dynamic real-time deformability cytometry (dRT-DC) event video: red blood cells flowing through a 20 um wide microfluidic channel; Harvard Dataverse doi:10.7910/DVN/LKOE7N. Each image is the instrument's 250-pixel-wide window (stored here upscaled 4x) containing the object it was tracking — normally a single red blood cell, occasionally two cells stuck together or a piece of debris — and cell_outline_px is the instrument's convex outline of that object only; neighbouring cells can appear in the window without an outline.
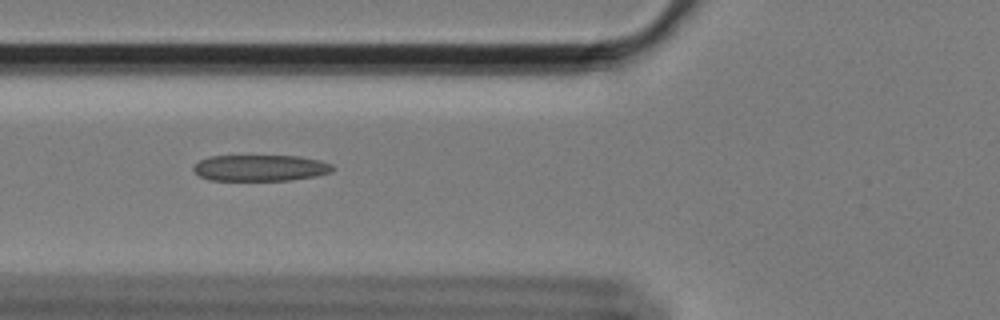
{"species": "Egyptian fruit bat (a non-hibernating species)", "species_latin": "Rousettus aegyptiacus", "temperature_condition": "cold", "stored_images_in_passage": 12, "camera_frame_rate_fps": 3000, "um_per_image_px": 0.085, "animal": {"sex": "female"}, "frame": {"image": 1, "passage_image": 6, "time_ms": 1.667, "image_size_px": [1000, 320], "cell_outline_px": [[336, 168], [332, 172], [316, 176], [288, 180], [208, 180], [200, 176], [192, 168], [200, 160], [208, 156], [300, 156], [320, 160], [332, 164]], "centroid_in_image_um": [22.16, 14.27], "position_along_channel_um": 103.6, "area_um2": 21.33}}
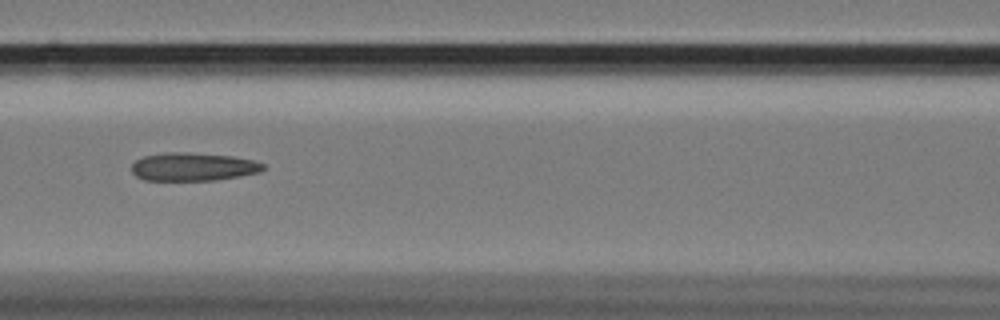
{"frame": {"image": 2, "passage_image": 10, "time_ms": 3.0, "image_size_px": [1000, 320], "cell_outline_px": [[264, 168], [260, 172], [240, 176], [216, 180], [144, 180], [136, 176], [132, 172], [132, 164], [136, 160], [144, 156], [164, 152], [188, 152], [232, 156], [252, 160], [264, 164]], "centroid_in_image_um": [16.4, 14.17], "position_along_channel_um": 150.2, "area_um2": 21.62}}